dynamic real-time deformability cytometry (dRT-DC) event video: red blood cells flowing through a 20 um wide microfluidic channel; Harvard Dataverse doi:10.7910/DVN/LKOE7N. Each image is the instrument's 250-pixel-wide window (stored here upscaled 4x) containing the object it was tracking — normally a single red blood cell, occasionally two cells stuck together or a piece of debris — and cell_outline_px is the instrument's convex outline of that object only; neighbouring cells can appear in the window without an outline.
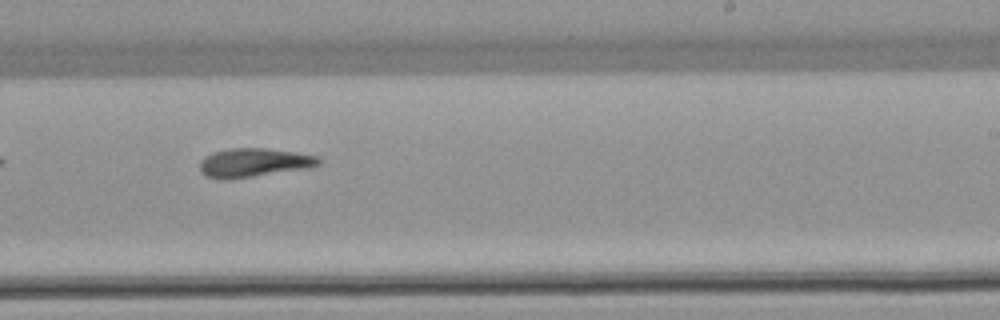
{"species": "common noctule bat (a hibernating species)", "species_latin": "Nyctalus noctula", "temperature_condition": "warm", "stored_images_in_passage": 10, "camera_frame_rate_fps": 3000, "um_per_image_px": 0.085, "animal": {"sex": "female", "body_mass_g": 22.7, "forearm_length_mm": 54.2}, "frame": {"image": 1, "passage_image": 9, "time_ms": 10.667, "image_size_px": [1000, 320], "cell_outline_px": [[320, 164], [312, 168], [228, 180], [220, 180], [204, 176], [200, 172], [200, 160], [204, 156], [212, 152], [228, 148], [264, 148], [296, 152], [316, 156], [320, 160]], "centroid_in_image_um": [21.54, 13.84], "position_along_channel_um": 267.5, "area_um2": 20.4}}
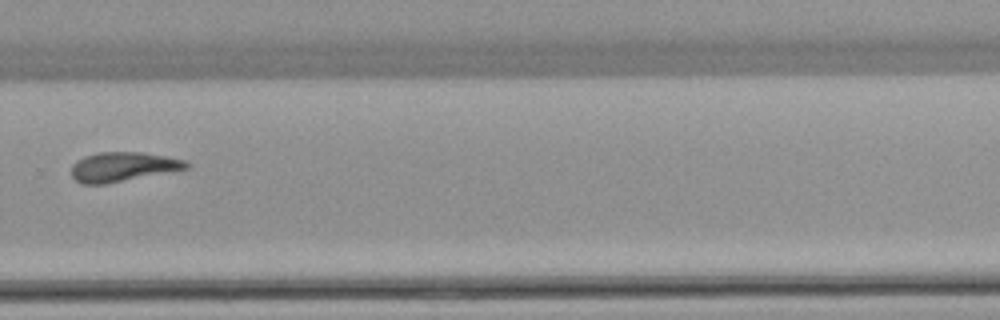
{"frame": {"image": 2, "passage_image": 10, "time_ms": 12.0, "image_size_px": [1000, 320], "cell_outline_px": [[192, 168], [104, 184], [84, 184], [76, 180], [72, 176], [72, 164], [76, 160], [84, 156], [96, 152], [140, 152], [168, 156], [188, 160], [192, 164]], "centroid_in_image_um": [10.52, 14.16], "position_along_channel_um": 319.3, "area_um2": 20.0}}